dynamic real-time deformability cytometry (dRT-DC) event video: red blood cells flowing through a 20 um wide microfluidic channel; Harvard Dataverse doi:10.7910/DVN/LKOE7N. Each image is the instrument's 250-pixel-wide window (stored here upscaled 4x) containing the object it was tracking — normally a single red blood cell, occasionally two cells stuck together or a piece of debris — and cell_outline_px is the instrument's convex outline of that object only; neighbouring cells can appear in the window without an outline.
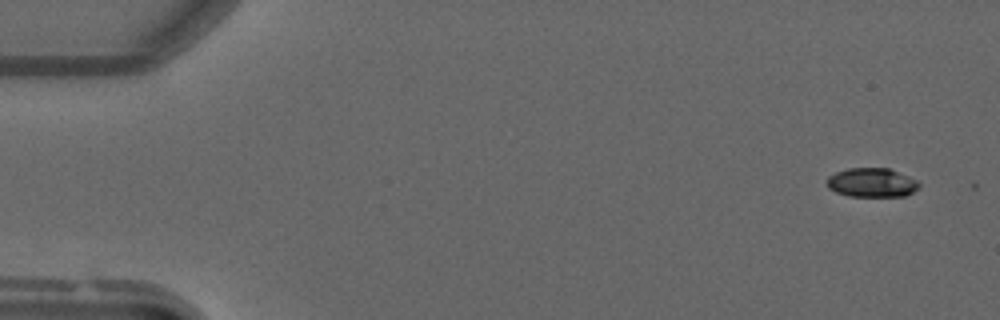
{"species": "common noctule bat (a hibernating species)", "species_latin": "Nyctalus noctula", "temperature_condition": "warm", "stored_images_in_passage": 13, "camera_frame_rate_fps": 3000, "um_per_image_px": 0.085, "animal": {"sex": "male", "forearm_length_mm": 52.5}, "frame": {"image": 1, "passage_image": 1, "time_ms": 0.0, "image_size_px": [1000, 320], "cell_outline_px": [[920, 188], [904, 196], [848, 196], [836, 192], [828, 188], [828, 176], [836, 172], [848, 168], [888, 168], [908, 176], [916, 180], [920, 184]], "centroid_in_image_um": [74.11, 15.52], "position_along_channel_um": 10.9, "area_um2": 15.55}}
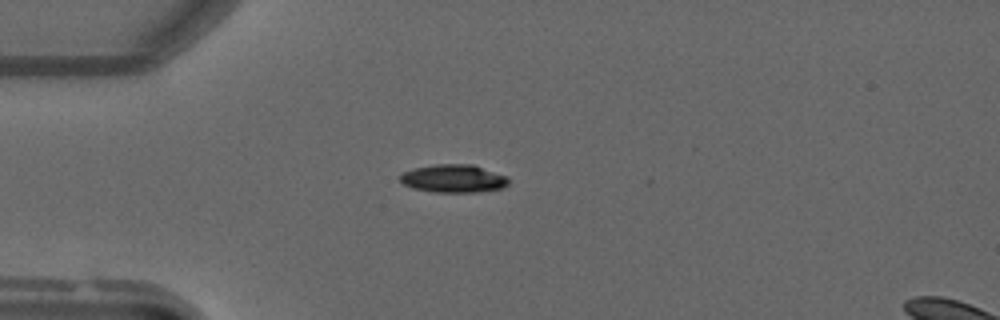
{"frame": {"image": 2, "passage_image": 12, "time_ms": 3.667, "image_size_px": [1000, 320], "cell_outline_px": [[508, 184], [500, 188], [476, 192], [436, 192], [412, 188], [404, 184], [400, 180], [400, 176], [404, 172], [412, 168], [436, 164], [472, 164], [508, 176]], "centroid_in_image_um": [38.54, 15.17], "position_along_channel_um": 46.5, "area_um2": 17.63}}